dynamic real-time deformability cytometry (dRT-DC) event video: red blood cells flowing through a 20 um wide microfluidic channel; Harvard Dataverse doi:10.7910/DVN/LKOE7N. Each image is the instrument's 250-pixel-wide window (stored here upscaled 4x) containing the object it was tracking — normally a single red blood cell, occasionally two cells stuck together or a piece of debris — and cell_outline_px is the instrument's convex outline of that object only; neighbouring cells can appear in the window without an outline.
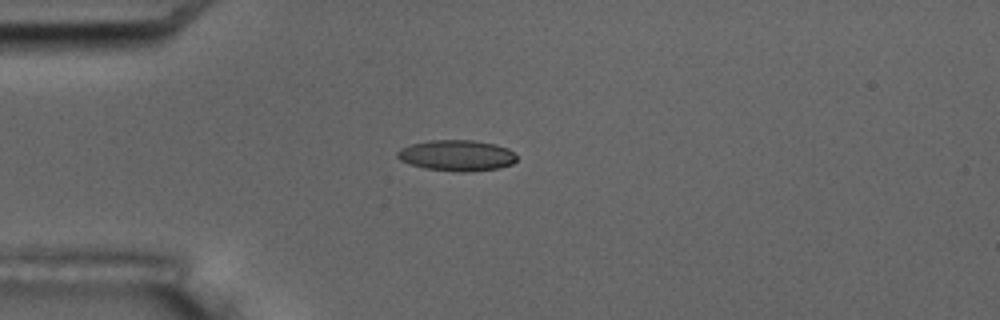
{"species": "common noctule bat (a hibernating species)", "species_latin": "Nyctalus noctula", "temperature_condition": "room temperature", "stored_images_in_passage": 10, "camera_frame_rate_fps": 3000, "um_per_image_px": 0.085, "animal": {"sex": "male", "body_mass_g": 17.5, "forearm_length_mm": 52.3}, "frame": {"image": 1, "passage_image": 5, "time_ms": 4.667, "image_size_px": [1000, 320], "cell_outline_px": [[516, 160], [512, 164], [500, 168], [472, 172], [456, 172], [424, 168], [400, 160], [396, 156], [396, 152], [400, 148], [412, 144], [428, 140], [472, 140], [496, 144], [508, 148], [516, 156]], "centroid_in_image_um": [38.83, 13.22], "position_along_channel_um": 46.2, "area_um2": 21.68}}
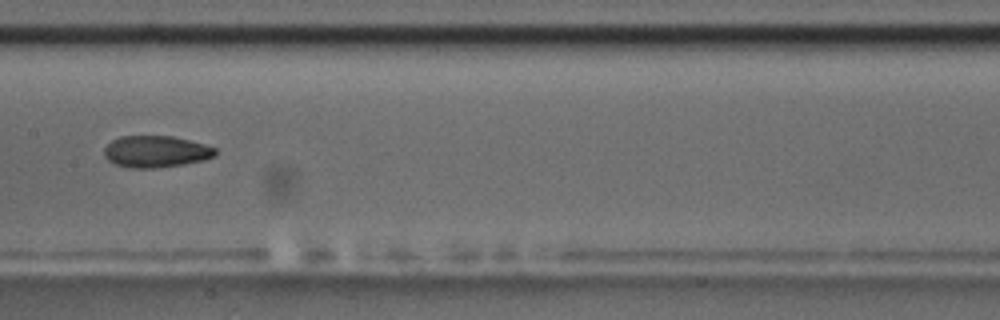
{"frame": {"image": 2, "passage_image": 9, "time_ms": 9.333, "image_size_px": [1000, 320], "cell_outline_px": [[216, 156], [204, 160], [184, 164], [152, 168], [128, 168], [116, 164], [108, 160], [104, 156], [104, 148], [112, 140], [120, 136], [172, 136], [204, 144], [216, 148]], "centroid_in_image_um": [13.24, 12.88], "position_along_channel_um": 194.2, "area_um2": 20.52}}